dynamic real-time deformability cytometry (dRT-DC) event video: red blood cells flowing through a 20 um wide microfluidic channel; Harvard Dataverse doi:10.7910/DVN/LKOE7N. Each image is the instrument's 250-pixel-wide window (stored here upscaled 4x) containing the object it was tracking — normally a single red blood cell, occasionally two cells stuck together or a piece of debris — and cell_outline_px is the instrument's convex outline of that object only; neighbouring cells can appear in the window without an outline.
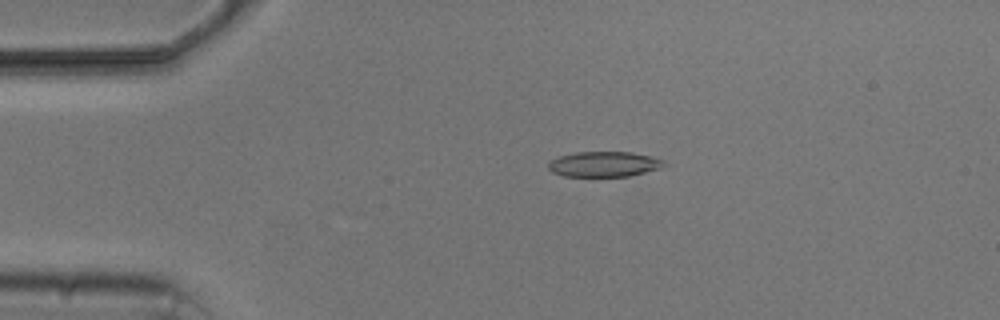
{"species": "common noctule bat (a hibernating species)", "species_latin": "Nyctalus noctula", "temperature_condition": "cold", "stored_images_in_passage": 4, "camera_frame_rate_fps": 3000, "um_per_image_px": 0.085, "animal": {"sex": "male", "body_mass_g": 20.5, "forearm_length_mm": 52.5}, "frame": {"image": 1, "passage_image": 3, "time_ms": 3.333, "image_size_px": [1000, 320], "cell_outline_px": [[664, 168], [628, 176], [564, 176], [552, 172], [548, 168], [548, 160], [560, 156], [576, 152], [632, 152], [664, 160]], "centroid_in_image_um": [51.33, 13.95], "position_along_channel_um": 33.7, "area_um2": 17.05}}